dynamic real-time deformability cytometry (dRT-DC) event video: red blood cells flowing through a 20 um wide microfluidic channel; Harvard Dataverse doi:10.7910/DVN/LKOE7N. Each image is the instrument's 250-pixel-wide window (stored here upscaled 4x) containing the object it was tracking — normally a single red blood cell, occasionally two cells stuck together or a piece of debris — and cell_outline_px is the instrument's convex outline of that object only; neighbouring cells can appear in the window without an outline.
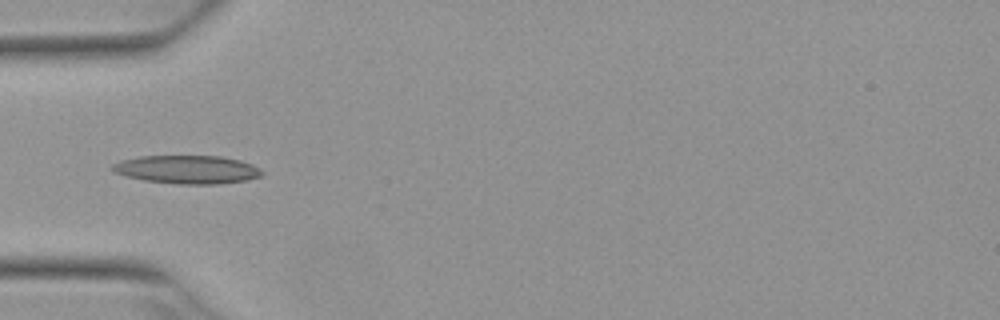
{"species": "Egyptian fruit bat (a non-hibernating species)", "species_latin": "Rousettus aegyptiacus", "temperature_condition": "warm", "stored_images_in_passage": 4, "camera_frame_rate_fps": 3000, "um_per_image_px": 0.085, "animal": {"sex": "female"}, "frame": {"image": 1, "passage_image": 4, "time_ms": 1.0, "image_size_px": [1000, 320], "cell_outline_px": [[264, 172], [260, 176], [248, 180], [220, 184], [176, 184], [144, 180], [124, 176], [112, 172], [108, 168], [112, 164], [120, 160], [140, 156], [220, 156], [240, 160], [252, 164], [260, 168]], "centroid_in_image_um": [15.87, 14.41], "position_along_channel_um": 69.1, "area_um2": 25.03}}